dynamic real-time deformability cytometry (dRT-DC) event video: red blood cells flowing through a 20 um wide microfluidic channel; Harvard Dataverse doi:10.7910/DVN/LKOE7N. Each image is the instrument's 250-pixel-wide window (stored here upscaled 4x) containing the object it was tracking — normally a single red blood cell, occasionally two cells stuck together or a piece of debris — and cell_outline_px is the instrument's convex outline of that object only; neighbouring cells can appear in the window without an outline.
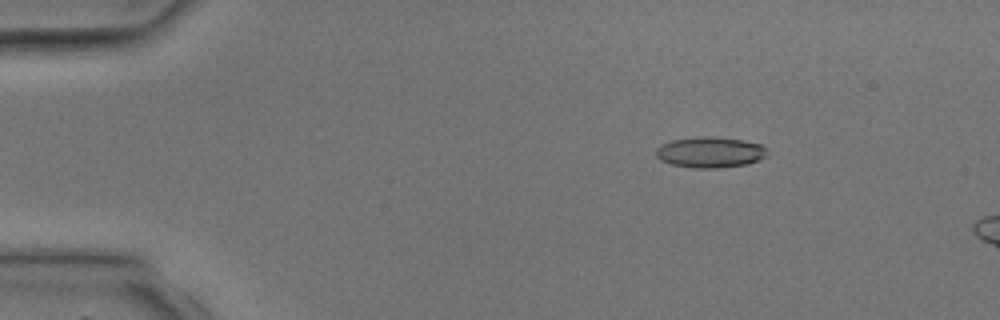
{"species": "common noctule bat (a hibernating species)", "species_latin": "Nyctalus noctula", "temperature_condition": "room temperature", "stored_images_in_passage": 10, "camera_frame_rate_fps": 3000, "um_per_image_px": 0.085, "animal": {"sex": "male", "body_mass_g": 17.9, "forearm_length_mm": 54.2}, "frame": {"image": 1, "passage_image": 6, "time_ms": 1.667, "image_size_px": [1000, 320], "cell_outline_px": [[768, 156], [760, 160], [748, 164], [716, 168], [692, 168], [672, 164], [660, 160], [656, 156], [656, 148], [660, 144], [672, 140], [700, 136], [708, 136], [744, 140], [760, 144], [768, 148]], "centroid_in_image_um": [60.39, 12.94], "position_along_channel_um": 24.6, "area_um2": 20.23}}